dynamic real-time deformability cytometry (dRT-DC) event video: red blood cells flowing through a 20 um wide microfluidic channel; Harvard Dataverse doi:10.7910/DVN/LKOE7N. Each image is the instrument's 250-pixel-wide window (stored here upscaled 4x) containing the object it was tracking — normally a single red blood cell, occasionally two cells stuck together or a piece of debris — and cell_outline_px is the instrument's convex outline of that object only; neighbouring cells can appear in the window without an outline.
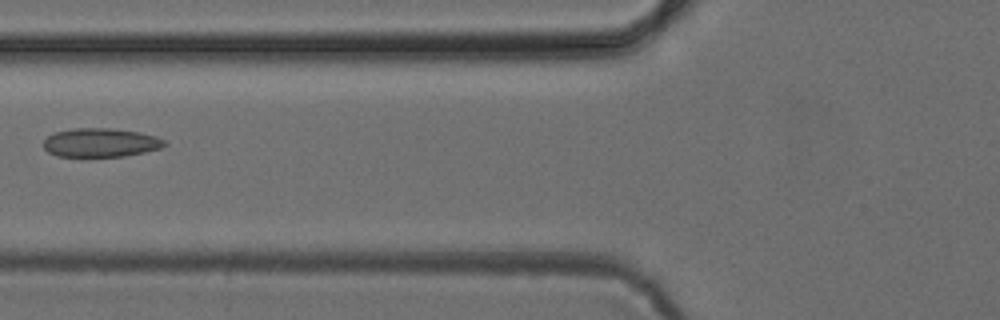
{"species": "common noctule bat (a hibernating species)", "species_latin": "Nyctalus noctula", "temperature_condition": "cold", "stored_images_in_passage": 6, "camera_frame_rate_fps": 3000, "um_per_image_px": 0.085, "animal": {"sex": "female", "body_mass_g": 24.6, "forearm_length_mm": 56.2}, "frame": {"image": 1, "passage_image": 6, "time_ms": 6.0, "image_size_px": [1000, 320], "cell_outline_px": [[168, 144], [160, 148], [144, 152], [124, 156], [80, 160], [56, 156], [48, 152], [44, 148], [44, 140], [48, 136], [56, 132], [76, 128], [108, 128], [140, 132], [156, 136], [164, 140]], "centroid_in_image_um": [8.51, 12.18], "position_along_channel_um": 117.3, "area_um2": 21.15}}